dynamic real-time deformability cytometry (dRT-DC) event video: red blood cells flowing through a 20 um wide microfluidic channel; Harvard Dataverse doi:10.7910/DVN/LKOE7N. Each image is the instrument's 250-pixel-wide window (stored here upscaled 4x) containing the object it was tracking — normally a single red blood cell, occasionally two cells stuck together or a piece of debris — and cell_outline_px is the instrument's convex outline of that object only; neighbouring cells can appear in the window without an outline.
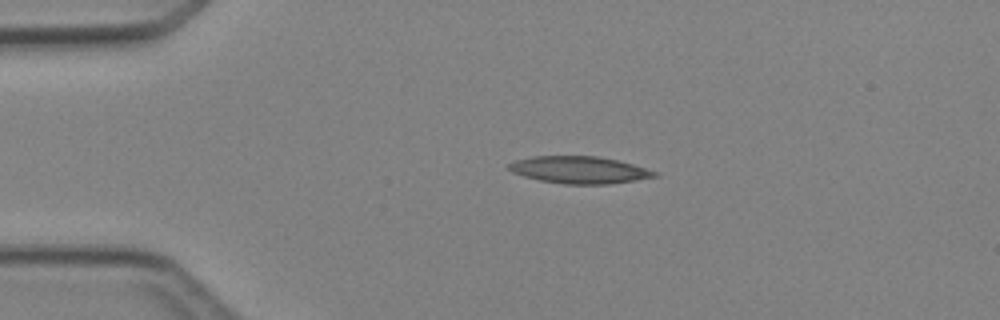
{"species": "Egyptian fruit bat (a non-hibernating species)", "species_latin": "Rousettus aegyptiacus", "temperature_condition": "cold", "stored_images_in_passage": 2, "camera_frame_rate_fps": 3000, "um_per_image_px": 0.085, "animal": {"sex": "female"}, "frame": {"image": 1, "passage_image": 1, "time_ms": 0.0, "image_size_px": [1000, 320], "cell_outline_px": [[660, 176], [636, 180], [608, 184], [564, 184], [540, 180], [524, 176], [512, 172], [508, 168], [508, 164], [516, 160], [532, 156], [596, 156], [616, 160], [632, 164], [656, 172]], "centroid_in_image_um": [49.23, 14.44], "position_along_channel_um": 35.8, "area_um2": 22.83}}